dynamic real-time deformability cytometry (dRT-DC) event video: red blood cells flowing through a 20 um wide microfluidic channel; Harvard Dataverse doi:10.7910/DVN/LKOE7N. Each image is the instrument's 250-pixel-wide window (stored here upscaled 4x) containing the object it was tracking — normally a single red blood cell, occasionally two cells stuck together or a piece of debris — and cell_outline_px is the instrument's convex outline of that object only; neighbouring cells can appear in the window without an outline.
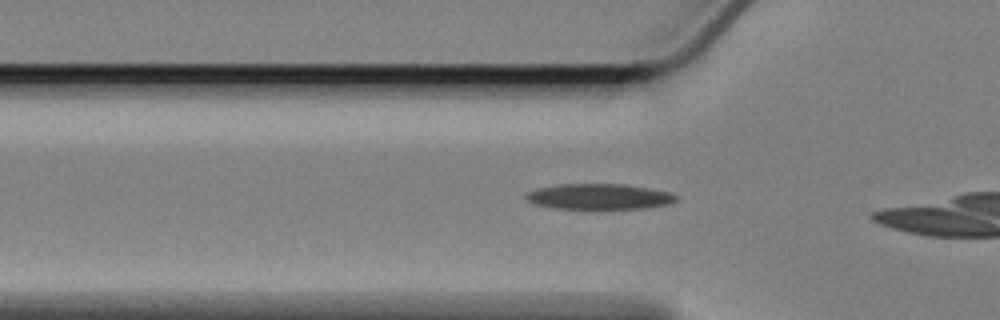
{"species": "Egyptian fruit bat (a non-hibernating species)", "species_latin": "Rousettus aegyptiacus", "temperature_condition": "cold", "stored_images_in_passage": 14, "camera_frame_rate_fps": 3000, "um_per_image_px": 0.085, "animal": {"sex": "female"}, "frame": {"image": 1, "passage_image": 8, "time_ms": 2.333, "image_size_px": [1000, 320], "cell_outline_px": [[676, 200], [668, 204], [648, 208], [596, 212], [552, 208], [532, 204], [524, 196], [528, 192], [536, 188], [560, 184], [624, 184], [648, 188], [668, 192], [676, 196]], "centroid_in_image_um": [50.87, 16.77], "position_along_channel_um": 74.9, "area_um2": 23.58}}
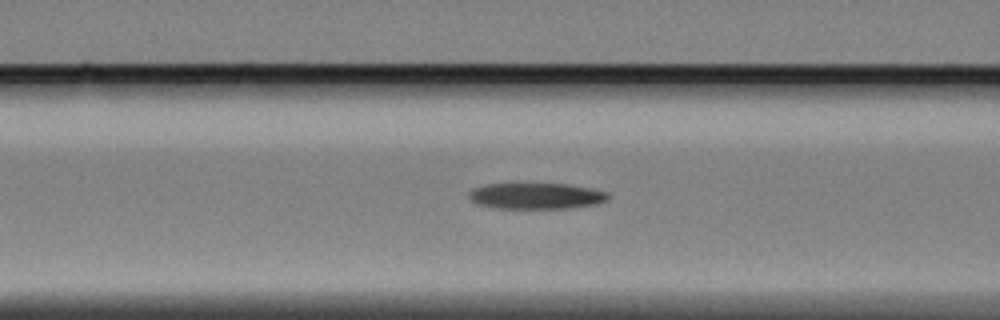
{"frame": {"image": 2, "passage_image": 12, "time_ms": 3.667, "image_size_px": [1000, 320], "cell_outline_px": [[612, 196], [608, 200], [596, 204], [568, 208], [496, 208], [476, 204], [468, 196], [468, 192], [472, 188], [488, 184], [568, 184], [608, 192]], "centroid_in_image_um": [45.58, 16.66], "position_along_channel_um": 121.0, "area_um2": 21.15}}